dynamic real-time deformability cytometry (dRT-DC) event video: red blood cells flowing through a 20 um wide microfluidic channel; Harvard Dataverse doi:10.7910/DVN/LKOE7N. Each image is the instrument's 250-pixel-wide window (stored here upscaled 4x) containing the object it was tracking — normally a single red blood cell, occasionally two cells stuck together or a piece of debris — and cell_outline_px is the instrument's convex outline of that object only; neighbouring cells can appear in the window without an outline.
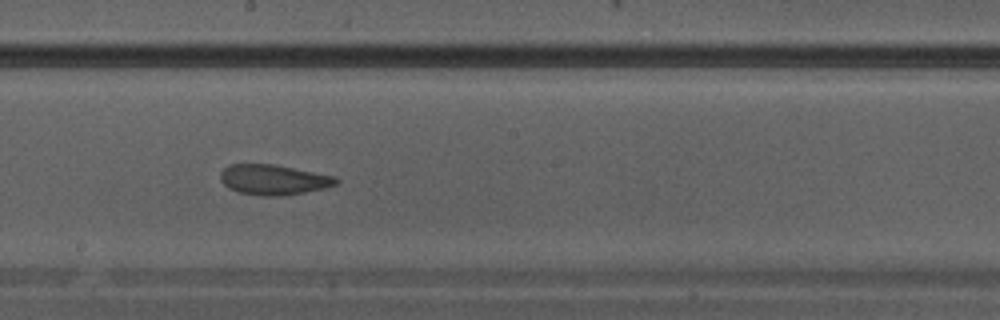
{"species": "Egyptian fruit bat (a non-hibernating species)", "species_latin": "Rousettus aegyptiacus", "temperature_condition": "warm", "stored_images_in_passage": 21, "camera_frame_rate_fps": 3000, "um_per_image_px": 0.085, "animal": {"sex": "male"}, "frame": {"image": 1, "passage_image": 10, "time_ms": 3.0, "image_size_px": [1000, 320], "cell_outline_px": [[340, 180], [336, 184], [324, 188], [304, 192], [280, 196], [264, 196], [240, 192], [228, 188], [220, 180], [220, 172], [228, 164], [272, 164], [336, 176]], "centroid_in_image_um": [23.23, 15.27], "position_along_channel_um": 225.0, "area_um2": 20.29}}
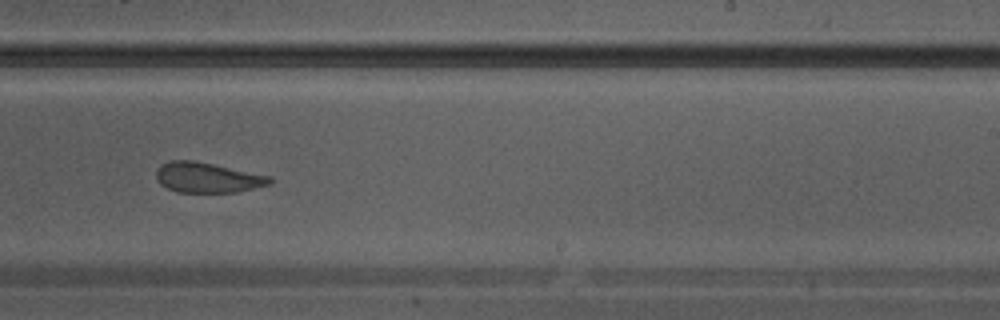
{"frame": {"image": 2, "passage_image": 12, "time_ms": 3.667, "image_size_px": [1000, 320], "cell_outline_px": [[272, 184], [236, 192], [176, 192], [160, 184], [156, 176], [156, 168], [160, 164], [172, 160], [192, 160], [272, 176]], "centroid_in_image_um": [17.63, 15.09], "position_along_channel_um": 271.4, "area_um2": 20.0}}